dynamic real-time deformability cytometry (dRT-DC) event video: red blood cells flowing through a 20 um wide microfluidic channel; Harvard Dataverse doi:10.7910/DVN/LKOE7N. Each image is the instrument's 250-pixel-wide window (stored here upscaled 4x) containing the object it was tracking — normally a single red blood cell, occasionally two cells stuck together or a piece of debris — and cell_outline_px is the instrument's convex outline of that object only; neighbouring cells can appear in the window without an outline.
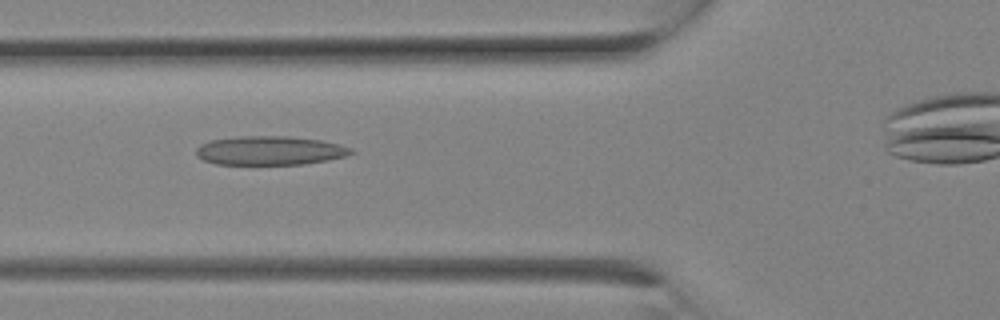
{"species": "Egyptian fruit bat (a non-hibernating species)", "species_latin": "Rousettus aegyptiacus", "temperature_condition": "room temperature", "stored_images_in_passage": 19, "camera_frame_rate_fps": 3000, "um_per_image_px": 0.085, "animal": {"sex": "female"}, "frame": {"image": 1, "passage_image": 6, "time_ms": 1.667, "image_size_px": [1000, 320], "cell_outline_px": [[356, 152], [348, 156], [328, 160], [304, 164], [216, 164], [204, 160], [196, 156], [196, 148], [200, 144], [208, 140], [240, 136], [288, 136], [320, 140], [340, 144], [352, 148]], "centroid_in_image_um": [22.95, 12.79], "position_along_channel_um": 102.8, "area_um2": 26.36}}
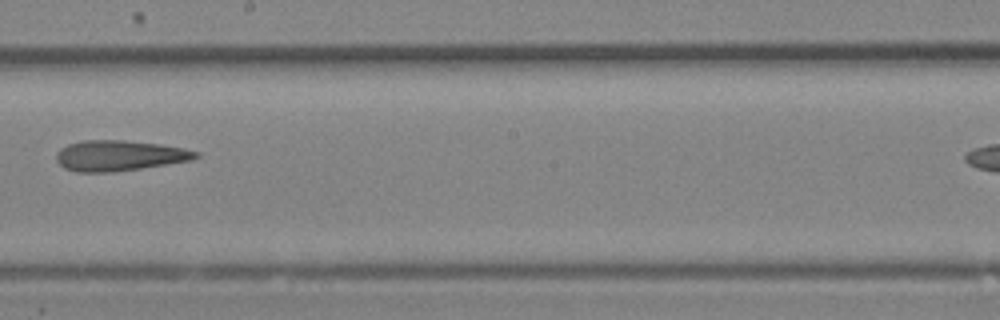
{"frame": {"image": 2, "passage_image": 11, "time_ms": 3.333, "image_size_px": [1000, 320], "cell_outline_px": [[200, 156], [192, 160], [140, 168], [112, 172], [76, 172], [64, 168], [56, 160], [56, 152], [60, 148], [68, 144], [84, 140], [124, 140], [160, 144], [184, 148], [200, 152]], "centroid_in_image_um": [10.13, 13.22], "position_along_channel_um": 238.1, "area_um2": 24.85}}
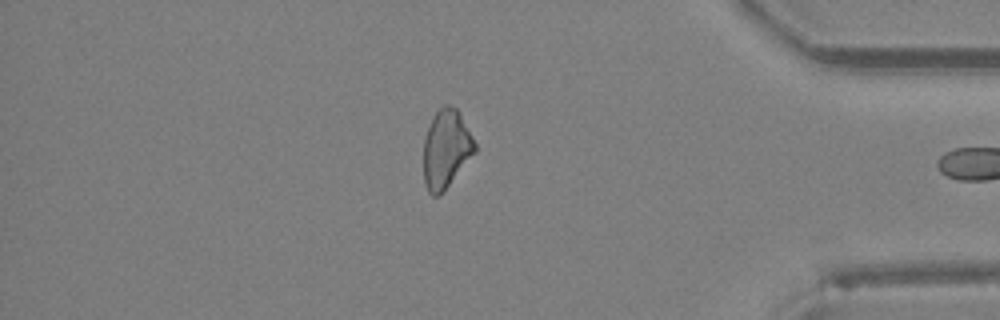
{"frame": {"image": 3, "passage_image": 18, "time_ms": 5.667, "image_size_px": [1000, 320], "cell_outline_px": [[476, 152], [444, 192], [440, 196], [432, 196], [428, 192], [424, 184], [424, 140], [428, 128], [436, 112], [444, 104], [448, 104], [456, 108], [460, 112], [476, 144]], "centroid_in_image_um": [37.93, 12.7], "position_along_channel_um": 397.3, "area_um2": 23.58}}